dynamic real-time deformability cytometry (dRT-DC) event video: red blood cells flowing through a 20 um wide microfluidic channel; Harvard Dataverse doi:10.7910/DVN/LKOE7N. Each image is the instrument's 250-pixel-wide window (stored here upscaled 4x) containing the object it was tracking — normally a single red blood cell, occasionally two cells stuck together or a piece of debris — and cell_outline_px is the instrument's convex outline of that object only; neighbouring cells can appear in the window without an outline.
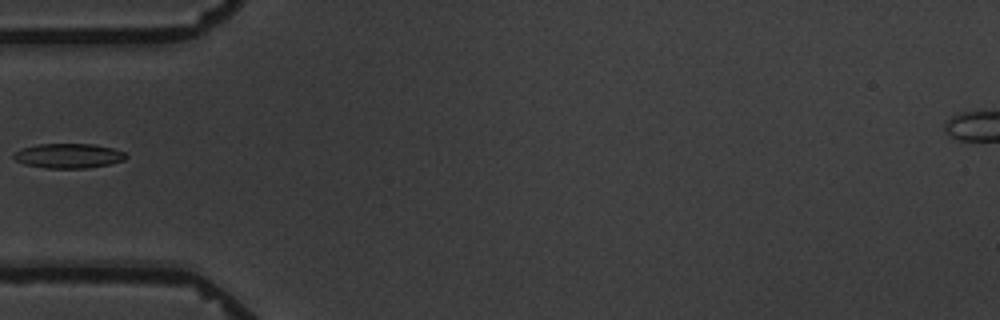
{"species": "common noctule bat (a hibernating species)", "species_latin": "Nyctalus noctula", "temperature_condition": "warm", "stored_images_in_passage": 2, "camera_frame_rate_fps": 3000, "um_per_image_px": 0.085, "animal": {"sex": "male", "body_mass_g": 19.5, "forearm_length_mm": 54.6}, "frame": {"image": 1, "passage_image": 2, "time_ms": 2.667, "image_size_px": [1000, 320], "cell_outline_px": [[128, 156], [124, 160], [108, 164], [84, 168], [44, 168], [24, 164], [16, 160], [12, 156], [12, 152], [20, 148], [40, 144], [96, 144], [112, 148], [124, 152]], "centroid_in_image_um": [5.78, 13.23], "position_along_channel_um": 79.2, "area_um2": 16.18}}